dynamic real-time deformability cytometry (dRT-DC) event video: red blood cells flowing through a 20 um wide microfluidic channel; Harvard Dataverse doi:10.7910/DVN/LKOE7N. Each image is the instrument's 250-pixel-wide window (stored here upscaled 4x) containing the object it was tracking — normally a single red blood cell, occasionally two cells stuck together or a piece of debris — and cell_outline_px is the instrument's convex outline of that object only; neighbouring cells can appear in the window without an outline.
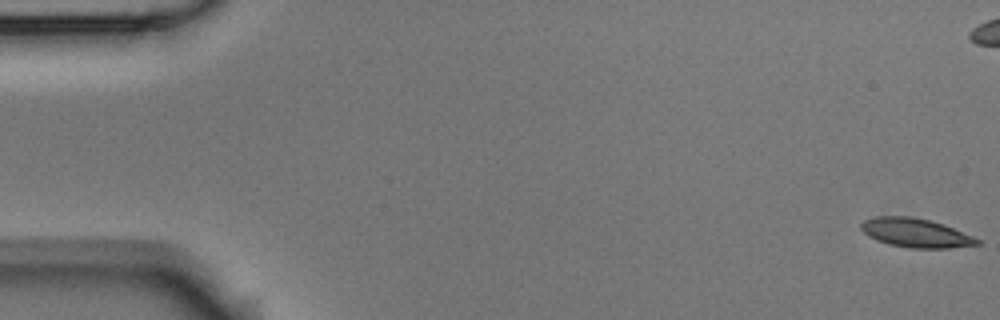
{"species": "Egyptian fruit bat (a non-hibernating species)", "species_latin": "Rousettus aegyptiacus", "temperature_condition": "room temperature", "stored_images_in_passage": 55, "camera_frame_rate_fps": 3000, "um_per_image_px": 0.085, "animal": {"sex": "male"}, "frame": {"image": 1, "passage_image": 1, "time_ms": 0.0, "image_size_px": [1000, 320], "cell_outline_px": [[980, 244], [948, 248], [912, 248], [892, 244], [868, 236], [860, 228], [860, 224], [864, 220], [876, 216], [908, 216], [928, 220], [944, 224], [972, 236], [980, 240]], "centroid_in_image_um": [77.83, 19.78], "position_along_channel_um": 7.2, "area_um2": 19.25}}
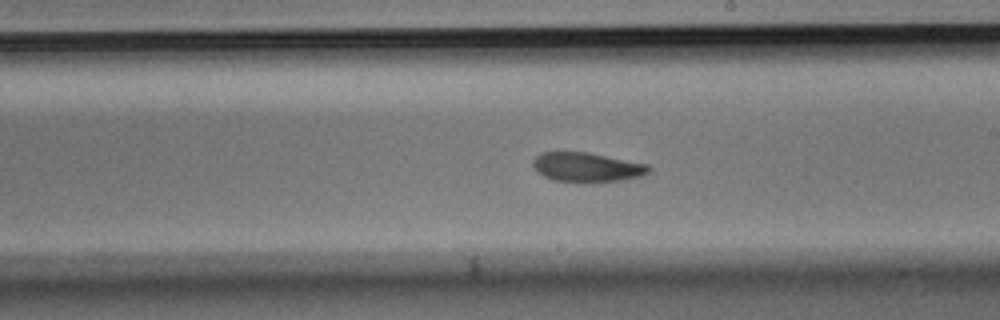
{"frame": {"image": 2, "passage_image": 31, "time_ms": 10.0, "image_size_px": [1000, 320], "cell_outline_px": [[652, 168], [648, 172], [640, 176], [620, 180], [596, 184], [580, 184], [552, 180], [536, 172], [532, 164], [532, 160], [536, 156], [544, 152], [588, 152], [648, 164]], "centroid_in_image_um": [49.86, 14.25], "position_along_channel_um": 239.1, "area_um2": 20.46}}
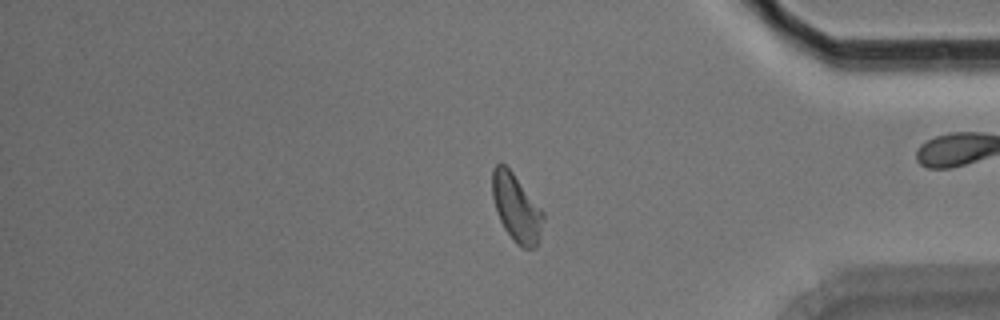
{"frame": {"image": 3, "passage_image": 45, "time_ms": 14.667, "image_size_px": [1000, 320], "cell_outline_px": [[544, 220], [540, 240], [536, 248], [524, 248], [516, 244], [504, 228], [496, 212], [492, 196], [492, 168], [496, 164], [504, 164], [512, 172], [544, 212]], "centroid_in_image_um": [43.9, 17.7], "position_along_channel_um": 391.3, "area_um2": 20.11}, "authors_computed_cell_mechanics": {"area_um2": 19.9988, "velocity_mm_per_s": 3.7424, "shape_relaxation_time_tau1_ms": 6.6235, "shape_relaxation_time_tau2_ms": 3.1478, "deformation_change_tau1": 0.1731, "deformation_change_tau2": 0.0952}}